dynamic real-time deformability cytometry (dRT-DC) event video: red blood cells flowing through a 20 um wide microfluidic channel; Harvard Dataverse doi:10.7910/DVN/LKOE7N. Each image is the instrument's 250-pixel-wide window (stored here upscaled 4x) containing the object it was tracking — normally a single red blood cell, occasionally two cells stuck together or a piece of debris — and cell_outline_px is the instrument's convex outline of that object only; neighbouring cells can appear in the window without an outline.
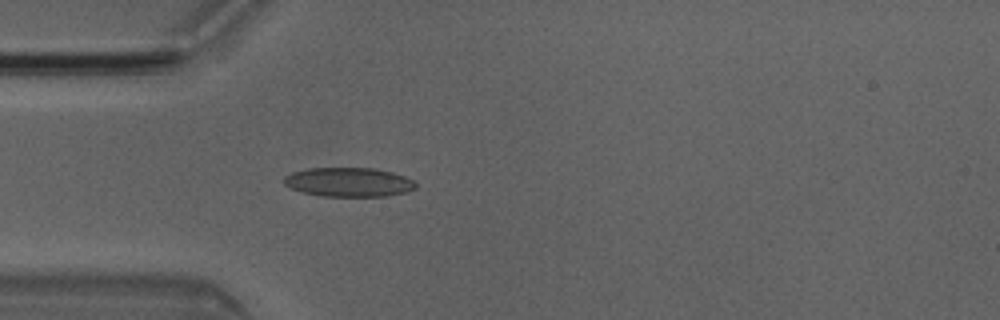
{"species": "Egyptian fruit bat (a non-hibernating species)", "species_latin": "Rousettus aegyptiacus", "temperature_condition": "room temperature", "stored_images_in_passage": 4, "camera_frame_rate_fps": 3000, "um_per_image_px": 0.085, "animal": {"sex": "male"}, "frame": {"image": 1, "passage_image": 4, "time_ms": 1.0, "image_size_px": [1000, 320], "cell_outline_px": [[416, 188], [408, 192], [384, 196], [320, 196], [304, 192], [292, 188], [284, 184], [284, 176], [292, 172], [308, 168], [372, 168], [392, 172], [404, 176], [412, 180], [416, 184]], "centroid_in_image_um": [29.65, 15.48], "position_along_channel_um": 55.4, "area_um2": 22.31}}